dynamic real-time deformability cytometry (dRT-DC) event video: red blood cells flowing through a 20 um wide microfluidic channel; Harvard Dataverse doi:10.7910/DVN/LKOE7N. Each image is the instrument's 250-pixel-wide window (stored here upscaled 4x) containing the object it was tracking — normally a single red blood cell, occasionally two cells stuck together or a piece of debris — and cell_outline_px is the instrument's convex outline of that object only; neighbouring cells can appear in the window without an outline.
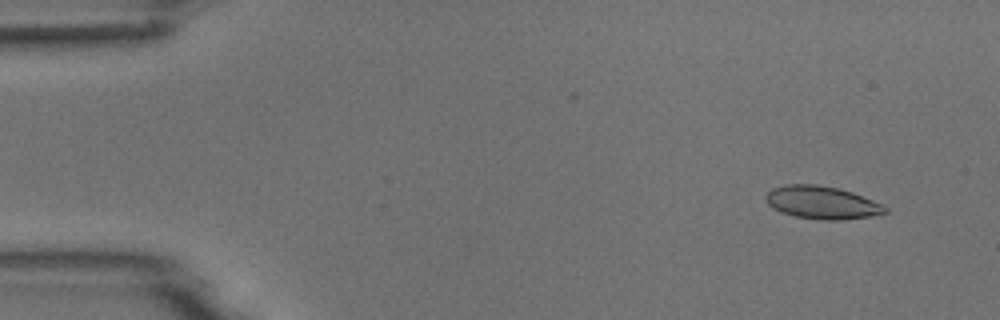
{"species": "common noctule bat (a hibernating species)", "species_latin": "Nyctalus noctula", "temperature_condition": "room temperature", "stored_images_in_passage": 5, "camera_frame_rate_fps": 3000, "um_per_image_px": 0.085, "animal": {"sex": "male", "body_mass_g": 18.8}, "frame": {"image": 1, "passage_image": 2, "time_ms": 1.0, "image_size_px": [1000, 320], "cell_outline_px": [[888, 212], [872, 216], [840, 220], [820, 220], [796, 216], [780, 212], [772, 208], [768, 204], [764, 196], [772, 188], [788, 184], [816, 184], [840, 188], [852, 192], [884, 204], [888, 208]], "centroid_in_image_um": [69.88, 17.21], "position_along_channel_um": 15.1, "area_um2": 23.06}}
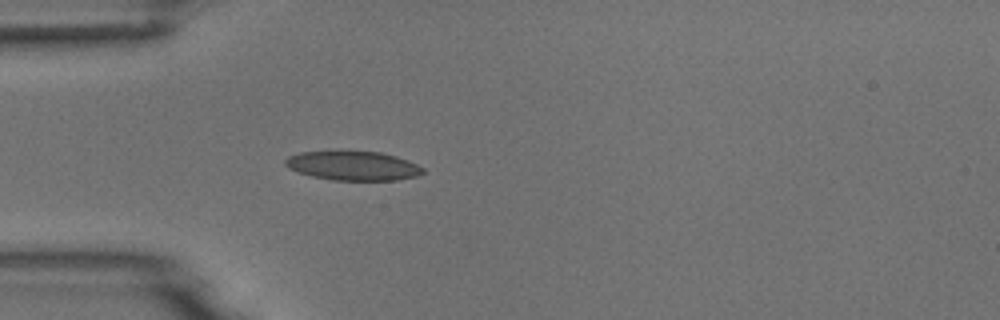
{"frame": {"image": 2, "passage_image": 5, "time_ms": 4.667, "image_size_px": [1000, 320], "cell_outline_px": [[424, 172], [416, 176], [396, 180], [332, 180], [312, 176], [288, 168], [284, 164], [284, 160], [288, 156], [300, 152], [380, 152], [396, 156], [416, 164], [424, 168]], "centroid_in_image_um": [30.0, 14.1], "position_along_channel_um": 55.0, "area_um2": 23.06}}